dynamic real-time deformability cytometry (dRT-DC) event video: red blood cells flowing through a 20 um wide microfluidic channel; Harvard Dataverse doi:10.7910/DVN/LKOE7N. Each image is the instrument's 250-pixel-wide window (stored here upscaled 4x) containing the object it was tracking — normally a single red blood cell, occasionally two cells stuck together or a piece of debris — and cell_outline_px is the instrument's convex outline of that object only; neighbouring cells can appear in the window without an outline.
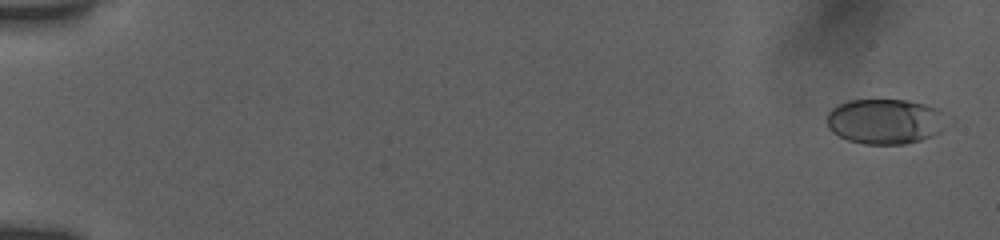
{"species": "human", "species_latin": "Homo sapiens", "temperature_condition": "room temperature", "stored_images_in_passage": 29, "camera_frame_rate_fps": 3000, "um_per_image_px": 0.085, "donor": {"sex": "female"}, "frame": {"image": 1, "passage_image": 3, "time_ms": 0.333, "image_size_px": [1000, 240], "cell_outline_px": [[956, 120], [952, 124], [940, 132], [932, 136], [920, 140], [904, 144], [864, 144], [848, 140], [832, 132], [828, 128], [828, 112], [836, 104], [848, 100], [908, 100], [940, 108], [956, 116]], "centroid_in_image_um": [75.41, 10.3], "position_along_channel_um": 9.6, "area_um2": 32.83}}
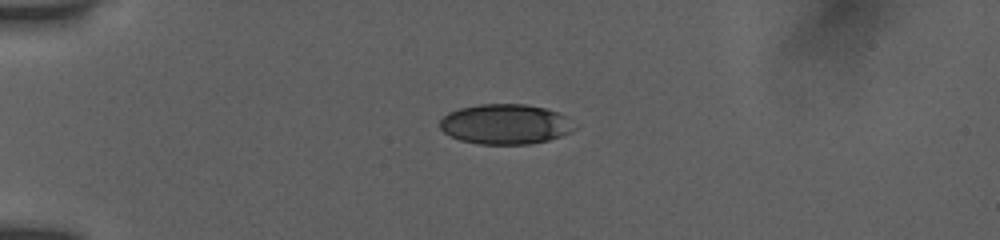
{"frame": {"image": 2, "passage_image": 22, "time_ms": 4.667, "image_size_px": [1000, 240], "cell_outline_px": [[580, 124], [576, 128], [560, 136], [548, 140], [528, 144], [480, 144], [460, 140], [444, 132], [440, 128], [440, 120], [448, 112], [460, 108], [480, 104], [528, 104], [544, 108], [556, 112]], "centroid_in_image_um": [42.97, 10.55], "position_along_channel_um": 42.0, "area_um2": 31.44}}
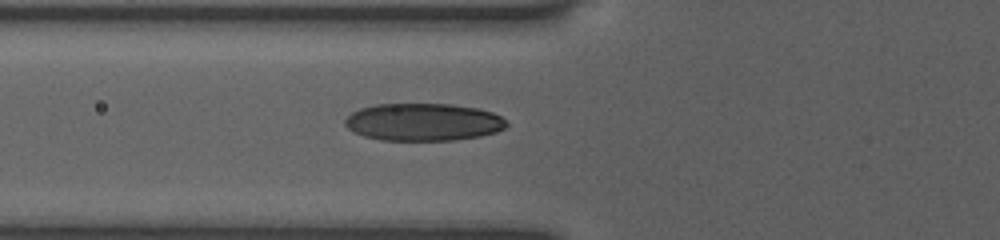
{"frame": {"image": 3, "passage_image": 29, "time_ms": 7.0, "image_size_px": [1000, 240], "cell_outline_px": [[508, 124], [504, 128], [496, 132], [480, 136], [456, 140], [380, 140], [364, 136], [352, 132], [344, 124], [344, 120], [352, 112], [360, 108], [376, 104], [452, 104], [476, 108], [492, 112], [500, 116]], "centroid_in_image_um": [35.95, 10.38], "position_along_channel_um": 89.8, "area_um2": 35.37}}